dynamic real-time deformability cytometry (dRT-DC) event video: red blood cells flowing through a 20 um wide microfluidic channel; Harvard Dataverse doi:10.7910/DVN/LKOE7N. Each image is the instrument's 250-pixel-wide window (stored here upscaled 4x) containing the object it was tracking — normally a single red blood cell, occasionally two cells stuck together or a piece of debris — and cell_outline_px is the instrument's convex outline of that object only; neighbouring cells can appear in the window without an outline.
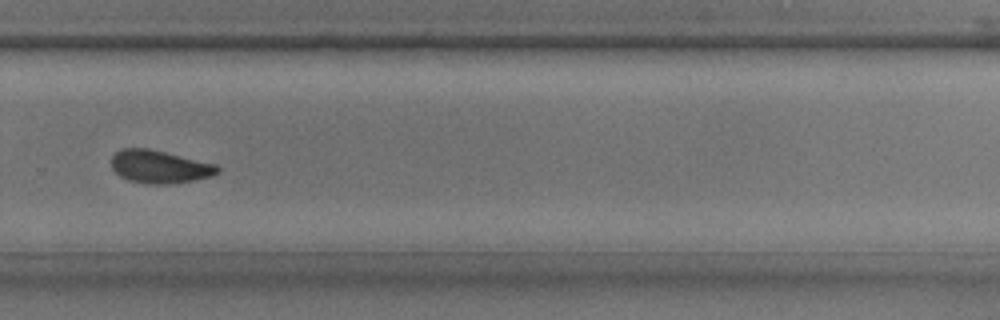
{"species": "common noctule bat (a hibernating species)", "species_latin": "Nyctalus noctula", "temperature_condition": "room temperature", "stored_images_in_passage": 28, "camera_frame_rate_fps": 3000, "um_per_image_px": 0.085, "animal": {"sex": "male", "body_mass_g": 17.9, "forearm_length_mm": 54.2}, "frame": {"image": 1, "passage_image": 16, "time_ms": 5.0, "image_size_px": [1000, 320], "cell_outline_px": [[220, 172], [212, 176], [192, 180], [168, 184], [144, 184], [128, 180], [120, 176], [112, 168], [112, 156], [120, 148], [148, 148], [216, 164], [220, 168]], "centroid_in_image_um": [13.55, 14.17], "position_along_channel_um": 316.2, "area_um2": 20.35}}
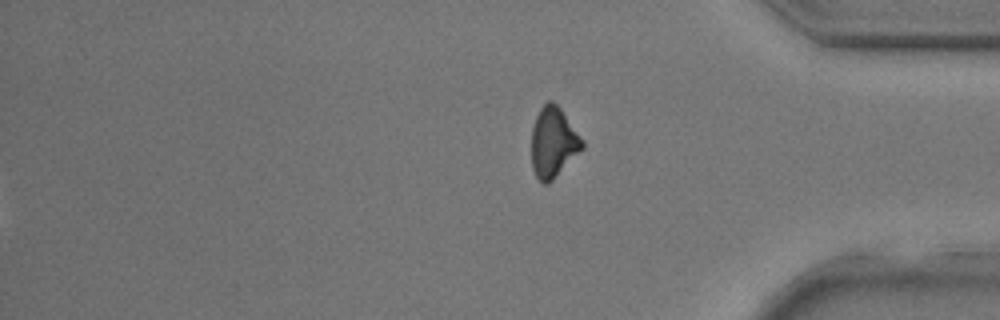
{"frame": {"image": 2, "passage_image": 28, "time_ms": 9.0, "image_size_px": [1000, 320], "cell_outline_px": [[584, 148], [548, 184], [544, 184], [536, 176], [532, 168], [532, 128], [536, 116], [540, 108], [548, 100], [552, 100], [560, 108], [584, 140]], "centroid_in_image_um": [47.04, 12.09], "position_along_channel_um": 388.2, "area_um2": 20.69}}